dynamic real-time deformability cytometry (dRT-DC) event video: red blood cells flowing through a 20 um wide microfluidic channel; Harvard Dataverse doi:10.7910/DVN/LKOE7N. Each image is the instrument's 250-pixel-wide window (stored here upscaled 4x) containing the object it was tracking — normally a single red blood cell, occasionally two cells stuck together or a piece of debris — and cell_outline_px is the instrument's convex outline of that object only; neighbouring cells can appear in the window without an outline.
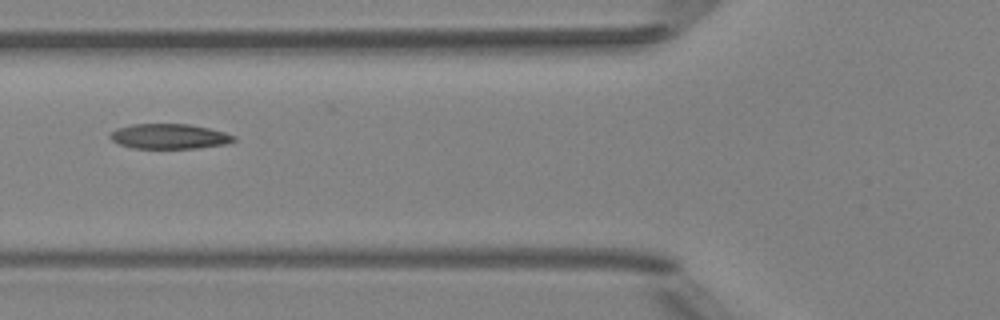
{"species": "Egyptian fruit bat (a non-hibernating species)", "species_latin": "Rousettus aegyptiacus", "temperature_condition": "room temperature", "stored_images_in_passage": 5, "camera_frame_rate_fps": 3000, "um_per_image_px": 0.085, "animal": {"sex": "female"}, "frame": {"image": 1, "passage_image": 5, "time_ms": 5.333, "image_size_px": [1000, 320], "cell_outline_px": [[236, 140], [224, 144], [196, 148], [132, 148], [120, 144], [112, 140], [108, 136], [116, 128], [132, 124], [188, 124], [208, 128], [224, 132], [236, 136]], "centroid_in_image_um": [14.37, 11.59], "position_along_channel_um": 111.4, "area_um2": 17.92}}